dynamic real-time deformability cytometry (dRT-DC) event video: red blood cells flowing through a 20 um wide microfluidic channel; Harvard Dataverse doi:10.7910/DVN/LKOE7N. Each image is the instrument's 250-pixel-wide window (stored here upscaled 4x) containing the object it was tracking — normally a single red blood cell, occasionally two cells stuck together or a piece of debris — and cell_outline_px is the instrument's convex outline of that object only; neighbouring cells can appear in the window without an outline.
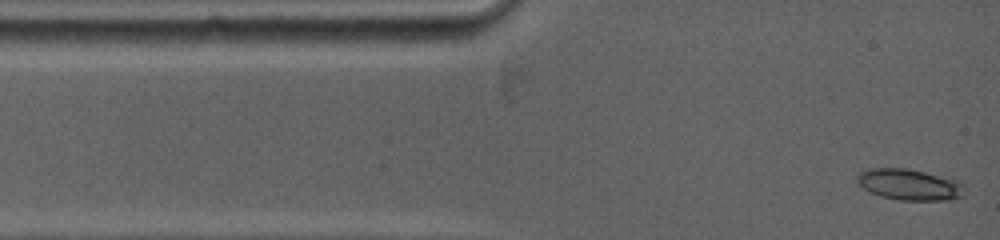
{"species": "common noctule bat (a hibernating species)", "species_latin": "Nyctalus noctula", "temperature_condition": "warm", "stored_images_in_passage": 3, "camera_frame_rate_fps": 5000, "um_per_image_px": 0.085, "animal": {"sex": "female", "body_mass_g": 19.0, "forearm_length_mm": 53.3}, "frame": {"image": 1, "passage_image": 1, "time_ms": 0.0, "image_size_px": [1000, 240], "cell_outline_px": [[956, 196], [936, 200], [904, 200], [884, 196], [872, 192], [860, 180], [860, 176], [864, 172], [884, 168], [900, 168], [920, 172], [944, 180], [952, 184]], "centroid_in_image_um": [77.08, 15.7], "position_along_channel_um": 7.9, "area_um2": 16.3}}